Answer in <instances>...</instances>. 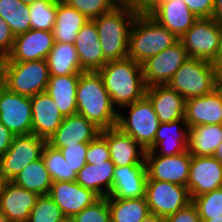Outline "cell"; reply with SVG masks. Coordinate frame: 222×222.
<instances>
[{"instance_id": "49", "label": "cell", "mask_w": 222, "mask_h": 222, "mask_svg": "<svg viewBox=\"0 0 222 222\" xmlns=\"http://www.w3.org/2000/svg\"><path fill=\"white\" fill-rule=\"evenodd\" d=\"M214 66L215 86L222 87V60H212Z\"/></svg>"}, {"instance_id": "44", "label": "cell", "mask_w": 222, "mask_h": 222, "mask_svg": "<svg viewBox=\"0 0 222 222\" xmlns=\"http://www.w3.org/2000/svg\"><path fill=\"white\" fill-rule=\"evenodd\" d=\"M197 18H212L214 0H182Z\"/></svg>"}, {"instance_id": "34", "label": "cell", "mask_w": 222, "mask_h": 222, "mask_svg": "<svg viewBox=\"0 0 222 222\" xmlns=\"http://www.w3.org/2000/svg\"><path fill=\"white\" fill-rule=\"evenodd\" d=\"M41 157L53 182L76 181L77 174L66 162L59 149L46 143Z\"/></svg>"}, {"instance_id": "25", "label": "cell", "mask_w": 222, "mask_h": 222, "mask_svg": "<svg viewBox=\"0 0 222 222\" xmlns=\"http://www.w3.org/2000/svg\"><path fill=\"white\" fill-rule=\"evenodd\" d=\"M148 15L179 39L198 19L183 1L174 0L158 4Z\"/></svg>"}, {"instance_id": "41", "label": "cell", "mask_w": 222, "mask_h": 222, "mask_svg": "<svg viewBox=\"0 0 222 222\" xmlns=\"http://www.w3.org/2000/svg\"><path fill=\"white\" fill-rule=\"evenodd\" d=\"M89 143H78L60 148L64 159L70 165L72 170L77 174L87 163L86 154Z\"/></svg>"}, {"instance_id": "23", "label": "cell", "mask_w": 222, "mask_h": 222, "mask_svg": "<svg viewBox=\"0 0 222 222\" xmlns=\"http://www.w3.org/2000/svg\"><path fill=\"white\" fill-rule=\"evenodd\" d=\"M180 124L184 125V128ZM188 139L189 127L185 118L169 123H160L153 143V149L146 151L145 155L171 156L187 152Z\"/></svg>"}, {"instance_id": "36", "label": "cell", "mask_w": 222, "mask_h": 222, "mask_svg": "<svg viewBox=\"0 0 222 222\" xmlns=\"http://www.w3.org/2000/svg\"><path fill=\"white\" fill-rule=\"evenodd\" d=\"M66 219L61 208L47 195H40L27 222H63Z\"/></svg>"}, {"instance_id": "33", "label": "cell", "mask_w": 222, "mask_h": 222, "mask_svg": "<svg viewBox=\"0 0 222 222\" xmlns=\"http://www.w3.org/2000/svg\"><path fill=\"white\" fill-rule=\"evenodd\" d=\"M107 201L111 222H141L150 213L145 197Z\"/></svg>"}, {"instance_id": "30", "label": "cell", "mask_w": 222, "mask_h": 222, "mask_svg": "<svg viewBox=\"0 0 222 222\" xmlns=\"http://www.w3.org/2000/svg\"><path fill=\"white\" fill-rule=\"evenodd\" d=\"M222 142V124L195 125L189 128L188 151L191 156H213Z\"/></svg>"}, {"instance_id": "27", "label": "cell", "mask_w": 222, "mask_h": 222, "mask_svg": "<svg viewBox=\"0 0 222 222\" xmlns=\"http://www.w3.org/2000/svg\"><path fill=\"white\" fill-rule=\"evenodd\" d=\"M79 74L50 76L46 93L54 100L61 114H77V83Z\"/></svg>"}, {"instance_id": "31", "label": "cell", "mask_w": 222, "mask_h": 222, "mask_svg": "<svg viewBox=\"0 0 222 222\" xmlns=\"http://www.w3.org/2000/svg\"><path fill=\"white\" fill-rule=\"evenodd\" d=\"M46 61L50 76L80 74L84 71L74 44L54 43Z\"/></svg>"}, {"instance_id": "40", "label": "cell", "mask_w": 222, "mask_h": 222, "mask_svg": "<svg viewBox=\"0 0 222 222\" xmlns=\"http://www.w3.org/2000/svg\"><path fill=\"white\" fill-rule=\"evenodd\" d=\"M3 19L15 36L31 29L29 5L23 3L17 5V9L11 14H3Z\"/></svg>"}, {"instance_id": "14", "label": "cell", "mask_w": 222, "mask_h": 222, "mask_svg": "<svg viewBox=\"0 0 222 222\" xmlns=\"http://www.w3.org/2000/svg\"><path fill=\"white\" fill-rule=\"evenodd\" d=\"M191 200L222 188V163L213 156H192L187 186Z\"/></svg>"}, {"instance_id": "15", "label": "cell", "mask_w": 222, "mask_h": 222, "mask_svg": "<svg viewBox=\"0 0 222 222\" xmlns=\"http://www.w3.org/2000/svg\"><path fill=\"white\" fill-rule=\"evenodd\" d=\"M54 43L52 31L30 29L15 36L12 51L5 62L46 60Z\"/></svg>"}, {"instance_id": "47", "label": "cell", "mask_w": 222, "mask_h": 222, "mask_svg": "<svg viewBox=\"0 0 222 222\" xmlns=\"http://www.w3.org/2000/svg\"><path fill=\"white\" fill-rule=\"evenodd\" d=\"M14 137L15 135L0 122V157L8 151Z\"/></svg>"}, {"instance_id": "28", "label": "cell", "mask_w": 222, "mask_h": 222, "mask_svg": "<svg viewBox=\"0 0 222 222\" xmlns=\"http://www.w3.org/2000/svg\"><path fill=\"white\" fill-rule=\"evenodd\" d=\"M88 21L78 10L57 0L56 20L52 30L55 43L74 44L78 31Z\"/></svg>"}, {"instance_id": "19", "label": "cell", "mask_w": 222, "mask_h": 222, "mask_svg": "<svg viewBox=\"0 0 222 222\" xmlns=\"http://www.w3.org/2000/svg\"><path fill=\"white\" fill-rule=\"evenodd\" d=\"M100 131L98 127L84 116L74 114L64 117L62 124L47 143L56 149L78 143H89L100 134Z\"/></svg>"}, {"instance_id": "5", "label": "cell", "mask_w": 222, "mask_h": 222, "mask_svg": "<svg viewBox=\"0 0 222 222\" xmlns=\"http://www.w3.org/2000/svg\"><path fill=\"white\" fill-rule=\"evenodd\" d=\"M50 78L45 59L26 62H5L1 84L11 92L32 97L45 92Z\"/></svg>"}, {"instance_id": "42", "label": "cell", "mask_w": 222, "mask_h": 222, "mask_svg": "<svg viewBox=\"0 0 222 222\" xmlns=\"http://www.w3.org/2000/svg\"><path fill=\"white\" fill-rule=\"evenodd\" d=\"M111 160L106 138L100 133L88 144L86 161L89 164L103 163Z\"/></svg>"}, {"instance_id": "9", "label": "cell", "mask_w": 222, "mask_h": 222, "mask_svg": "<svg viewBox=\"0 0 222 222\" xmlns=\"http://www.w3.org/2000/svg\"><path fill=\"white\" fill-rule=\"evenodd\" d=\"M46 140L35 134L15 135L8 151L0 157V174L12 181L26 166L41 158Z\"/></svg>"}, {"instance_id": "13", "label": "cell", "mask_w": 222, "mask_h": 222, "mask_svg": "<svg viewBox=\"0 0 222 222\" xmlns=\"http://www.w3.org/2000/svg\"><path fill=\"white\" fill-rule=\"evenodd\" d=\"M191 158L189 151L171 156L145 155L147 180L187 186Z\"/></svg>"}, {"instance_id": "11", "label": "cell", "mask_w": 222, "mask_h": 222, "mask_svg": "<svg viewBox=\"0 0 222 222\" xmlns=\"http://www.w3.org/2000/svg\"><path fill=\"white\" fill-rule=\"evenodd\" d=\"M188 59L187 51L180 40L157 55L148 58L141 64L146 86L167 84Z\"/></svg>"}, {"instance_id": "56", "label": "cell", "mask_w": 222, "mask_h": 222, "mask_svg": "<svg viewBox=\"0 0 222 222\" xmlns=\"http://www.w3.org/2000/svg\"><path fill=\"white\" fill-rule=\"evenodd\" d=\"M23 4L30 5L33 4L37 0H20Z\"/></svg>"}, {"instance_id": "48", "label": "cell", "mask_w": 222, "mask_h": 222, "mask_svg": "<svg viewBox=\"0 0 222 222\" xmlns=\"http://www.w3.org/2000/svg\"><path fill=\"white\" fill-rule=\"evenodd\" d=\"M20 4V0H0V16L3 18V14H11Z\"/></svg>"}, {"instance_id": "20", "label": "cell", "mask_w": 222, "mask_h": 222, "mask_svg": "<svg viewBox=\"0 0 222 222\" xmlns=\"http://www.w3.org/2000/svg\"><path fill=\"white\" fill-rule=\"evenodd\" d=\"M30 101L32 133L48 141L62 124L64 116L46 91L30 97Z\"/></svg>"}, {"instance_id": "21", "label": "cell", "mask_w": 222, "mask_h": 222, "mask_svg": "<svg viewBox=\"0 0 222 222\" xmlns=\"http://www.w3.org/2000/svg\"><path fill=\"white\" fill-rule=\"evenodd\" d=\"M100 133L106 138L111 160L116 167L139 165L145 161V149L118 127L101 130Z\"/></svg>"}, {"instance_id": "10", "label": "cell", "mask_w": 222, "mask_h": 222, "mask_svg": "<svg viewBox=\"0 0 222 222\" xmlns=\"http://www.w3.org/2000/svg\"><path fill=\"white\" fill-rule=\"evenodd\" d=\"M145 198L150 213L163 218L192 202L186 186L159 180H147Z\"/></svg>"}, {"instance_id": "39", "label": "cell", "mask_w": 222, "mask_h": 222, "mask_svg": "<svg viewBox=\"0 0 222 222\" xmlns=\"http://www.w3.org/2000/svg\"><path fill=\"white\" fill-rule=\"evenodd\" d=\"M75 222H111L107 197H100L73 218Z\"/></svg>"}, {"instance_id": "8", "label": "cell", "mask_w": 222, "mask_h": 222, "mask_svg": "<svg viewBox=\"0 0 222 222\" xmlns=\"http://www.w3.org/2000/svg\"><path fill=\"white\" fill-rule=\"evenodd\" d=\"M222 37V25L213 18H198L180 38L189 58L212 62Z\"/></svg>"}, {"instance_id": "12", "label": "cell", "mask_w": 222, "mask_h": 222, "mask_svg": "<svg viewBox=\"0 0 222 222\" xmlns=\"http://www.w3.org/2000/svg\"><path fill=\"white\" fill-rule=\"evenodd\" d=\"M0 122L14 135L31 134L30 97L11 92L0 84Z\"/></svg>"}, {"instance_id": "17", "label": "cell", "mask_w": 222, "mask_h": 222, "mask_svg": "<svg viewBox=\"0 0 222 222\" xmlns=\"http://www.w3.org/2000/svg\"><path fill=\"white\" fill-rule=\"evenodd\" d=\"M39 196L12 181H4L0 191V210L7 222H27Z\"/></svg>"}, {"instance_id": "2", "label": "cell", "mask_w": 222, "mask_h": 222, "mask_svg": "<svg viewBox=\"0 0 222 222\" xmlns=\"http://www.w3.org/2000/svg\"><path fill=\"white\" fill-rule=\"evenodd\" d=\"M98 72L114 106L122 108L145 96L142 65L133 59L108 61Z\"/></svg>"}, {"instance_id": "32", "label": "cell", "mask_w": 222, "mask_h": 222, "mask_svg": "<svg viewBox=\"0 0 222 222\" xmlns=\"http://www.w3.org/2000/svg\"><path fill=\"white\" fill-rule=\"evenodd\" d=\"M12 182L28 191H33L39 195H47L53 181L41 157L26 166Z\"/></svg>"}, {"instance_id": "1", "label": "cell", "mask_w": 222, "mask_h": 222, "mask_svg": "<svg viewBox=\"0 0 222 222\" xmlns=\"http://www.w3.org/2000/svg\"><path fill=\"white\" fill-rule=\"evenodd\" d=\"M77 114L90 120L100 130L115 127L118 109L113 105L98 71H83L77 83Z\"/></svg>"}, {"instance_id": "7", "label": "cell", "mask_w": 222, "mask_h": 222, "mask_svg": "<svg viewBox=\"0 0 222 222\" xmlns=\"http://www.w3.org/2000/svg\"><path fill=\"white\" fill-rule=\"evenodd\" d=\"M167 85L185 100L209 94L216 88L214 66L203 59L189 58L175 72Z\"/></svg>"}, {"instance_id": "16", "label": "cell", "mask_w": 222, "mask_h": 222, "mask_svg": "<svg viewBox=\"0 0 222 222\" xmlns=\"http://www.w3.org/2000/svg\"><path fill=\"white\" fill-rule=\"evenodd\" d=\"M48 195L61 208L66 218H73L100 198L96 193L82 187L76 181L52 182Z\"/></svg>"}, {"instance_id": "58", "label": "cell", "mask_w": 222, "mask_h": 222, "mask_svg": "<svg viewBox=\"0 0 222 222\" xmlns=\"http://www.w3.org/2000/svg\"><path fill=\"white\" fill-rule=\"evenodd\" d=\"M164 1H167V0H155L154 8H155L158 4H160V3L164 2ZM174 1H182V0H174Z\"/></svg>"}, {"instance_id": "26", "label": "cell", "mask_w": 222, "mask_h": 222, "mask_svg": "<svg viewBox=\"0 0 222 222\" xmlns=\"http://www.w3.org/2000/svg\"><path fill=\"white\" fill-rule=\"evenodd\" d=\"M74 45L84 71H98L108 62L104 58L97 27L93 20H89L78 31Z\"/></svg>"}, {"instance_id": "50", "label": "cell", "mask_w": 222, "mask_h": 222, "mask_svg": "<svg viewBox=\"0 0 222 222\" xmlns=\"http://www.w3.org/2000/svg\"><path fill=\"white\" fill-rule=\"evenodd\" d=\"M212 18L222 25V0H214V15Z\"/></svg>"}, {"instance_id": "35", "label": "cell", "mask_w": 222, "mask_h": 222, "mask_svg": "<svg viewBox=\"0 0 222 222\" xmlns=\"http://www.w3.org/2000/svg\"><path fill=\"white\" fill-rule=\"evenodd\" d=\"M31 29L52 31L57 13V0H37L29 5Z\"/></svg>"}, {"instance_id": "54", "label": "cell", "mask_w": 222, "mask_h": 222, "mask_svg": "<svg viewBox=\"0 0 222 222\" xmlns=\"http://www.w3.org/2000/svg\"><path fill=\"white\" fill-rule=\"evenodd\" d=\"M213 60H222V37L220 41V46L218 47V51Z\"/></svg>"}, {"instance_id": "4", "label": "cell", "mask_w": 222, "mask_h": 222, "mask_svg": "<svg viewBox=\"0 0 222 222\" xmlns=\"http://www.w3.org/2000/svg\"><path fill=\"white\" fill-rule=\"evenodd\" d=\"M136 16L133 11L115 7L112 11L92 19L107 61L128 57L129 33Z\"/></svg>"}, {"instance_id": "38", "label": "cell", "mask_w": 222, "mask_h": 222, "mask_svg": "<svg viewBox=\"0 0 222 222\" xmlns=\"http://www.w3.org/2000/svg\"><path fill=\"white\" fill-rule=\"evenodd\" d=\"M67 5L75 8L89 20L112 11L116 5L114 0H62Z\"/></svg>"}, {"instance_id": "51", "label": "cell", "mask_w": 222, "mask_h": 222, "mask_svg": "<svg viewBox=\"0 0 222 222\" xmlns=\"http://www.w3.org/2000/svg\"><path fill=\"white\" fill-rule=\"evenodd\" d=\"M141 222H165V218L149 213Z\"/></svg>"}, {"instance_id": "6", "label": "cell", "mask_w": 222, "mask_h": 222, "mask_svg": "<svg viewBox=\"0 0 222 222\" xmlns=\"http://www.w3.org/2000/svg\"><path fill=\"white\" fill-rule=\"evenodd\" d=\"M124 108L129 109V116L127 118L122 111H118L116 127L130 135L145 151L152 150L156 132L160 125L152 103L144 96L142 99L121 109Z\"/></svg>"}, {"instance_id": "24", "label": "cell", "mask_w": 222, "mask_h": 222, "mask_svg": "<svg viewBox=\"0 0 222 222\" xmlns=\"http://www.w3.org/2000/svg\"><path fill=\"white\" fill-rule=\"evenodd\" d=\"M145 96L152 103L160 123H169L184 118L186 100L167 84L147 87Z\"/></svg>"}, {"instance_id": "37", "label": "cell", "mask_w": 222, "mask_h": 222, "mask_svg": "<svg viewBox=\"0 0 222 222\" xmlns=\"http://www.w3.org/2000/svg\"><path fill=\"white\" fill-rule=\"evenodd\" d=\"M196 206L200 221L211 219L222 215V188L201 194L192 199Z\"/></svg>"}, {"instance_id": "60", "label": "cell", "mask_w": 222, "mask_h": 222, "mask_svg": "<svg viewBox=\"0 0 222 222\" xmlns=\"http://www.w3.org/2000/svg\"><path fill=\"white\" fill-rule=\"evenodd\" d=\"M3 182H4V180L2 179V176L0 174V191H1V187H2Z\"/></svg>"}, {"instance_id": "43", "label": "cell", "mask_w": 222, "mask_h": 222, "mask_svg": "<svg viewBox=\"0 0 222 222\" xmlns=\"http://www.w3.org/2000/svg\"><path fill=\"white\" fill-rule=\"evenodd\" d=\"M116 7L133 11L137 15L149 14L155 5V0H114Z\"/></svg>"}, {"instance_id": "18", "label": "cell", "mask_w": 222, "mask_h": 222, "mask_svg": "<svg viewBox=\"0 0 222 222\" xmlns=\"http://www.w3.org/2000/svg\"><path fill=\"white\" fill-rule=\"evenodd\" d=\"M147 179L145 161L139 165L115 167L112 188L107 198L131 199L145 197Z\"/></svg>"}, {"instance_id": "57", "label": "cell", "mask_w": 222, "mask_h": 222, "mask_svg": "<svg viewBox=\"0 0 222 222\" xmlns=\"http://www.w3.org/2000/svg\"><path fill=\"white\" fill-rule=\"evenodd\" d=\"M0 222H7L4 213L0 210Z\"/></svg>"}, {"instance_id": "3", "label": "cell", "mask_w": 222, "mask_h": 222, "mask_svg": "<svg viewBox=\"0 0 222 222\" xmlns=\"http://www.w3.org/2000/svg\"><path fill=\"white\" fill-rule=\"evenodd\" d=\"M179 40L150 15H137L129 33L128 57L142 64Z\"/></svg>"}, {"instance_id": "29", "label": "cell", "mask_w": 222, "mask_h": 222, "mask_svg": "<svg viewBox=\"0 0 222 222\" xmlns=\"http://www.w3.org/2000/svg\"><path fill=\"white\" fill-rule=\"evenodd\" d=\"M115 167L112 160L95 165L86 163L77 173L76 182L99 197H107L112 188Z\"/></svg>"}, {"instance_id": "52", "label": "cell", "mask_w": 222, "mask_h": 222, "mask_svg": "<svg viewBox=\"0 0 222 222\" xmlns=\"http://www.w3.org/2000/svg\"><path fill=\"white\" fill-rule=\"evenodd\" d=\"M213 157L217 159L220 163H222V142L220 145L216 148Z\"/></svg>"}, {"instance_id": "46", "label": "cell", "mask_w": 222, "mask_h": 222, "mask_svg": "<svg viewBox=\"0 0 222 222\" xmlns=\"http://www.w3.org/2000/svg\"><path fill=\"white\" fill-rule=\"evenodd\" d=\"M15 35L8 24L0 16V52L6 57L11 53L14 45Z\"/></svg>"}, {"instance_id": "59", "label": "cell", "mask_w": 222, "mask_h": 222, "mask_svg": "<svg viewBox=\"0 0 222 222\" xmlns=\"http://www.w3.org/2000/svg\"><path fill=\"white\" fill-rule=\"evenodd\" d=\"M63 222H75L72 218H66Z\"/></svg>"}, {"instance_id": "22", "label": "cell", "mask_w": 222, "mask_h": 222, "mask_svg": "<svg viewBox=\"0 0 222 222\" xmlns=\"http://www.w3.org/2000/svg\"><path fill=\"white\" fill-rule=\"evenodd\" d=\"M188 127L195 125L222 124V92L215 88L211 93L190 98L185 102Z\"/></svg>"}, {"instance_id": "45", "label": "cell", "mask_w": 222, "mask_h": 222, "mask_svg": "<svg viewBox=\"0 0 222 222\" xmlns=\"http://www.w3.org/2000/svg\"><path fill=\"white\" fill-rule=\"evenodd\" d=\"M165 222H201L196 206L190 202L187 206L165 218Z\"/></svg>"}, {"instance_id": "55", "label": "cell", "mask_w": 222, "mask_h": 222, "mask_svg": "<svg viewBox=\"0 0 222 222\" xmlns=\"http://www.w3.org/2000/svg\"><path fill=\"white\" fill-rule=\"evenodd\" d=\"M204 222H222V215L218 217H212L211 219L205 220Z\"/></svg>"}, {"instance_id": "53", "label": "cell", "mask_w": 222, "mask_h": 222, "mask_svg": "<svg viewBox=\"0 0 222 222\" xmlns=\"http://www.w3.org/2000/svg\"><path fill=\"white\" fill-rule=\"evenodd\" d=\"M6 61V56L0 52V78L3 74V69Z\"/></svg>"}]
</instances>
